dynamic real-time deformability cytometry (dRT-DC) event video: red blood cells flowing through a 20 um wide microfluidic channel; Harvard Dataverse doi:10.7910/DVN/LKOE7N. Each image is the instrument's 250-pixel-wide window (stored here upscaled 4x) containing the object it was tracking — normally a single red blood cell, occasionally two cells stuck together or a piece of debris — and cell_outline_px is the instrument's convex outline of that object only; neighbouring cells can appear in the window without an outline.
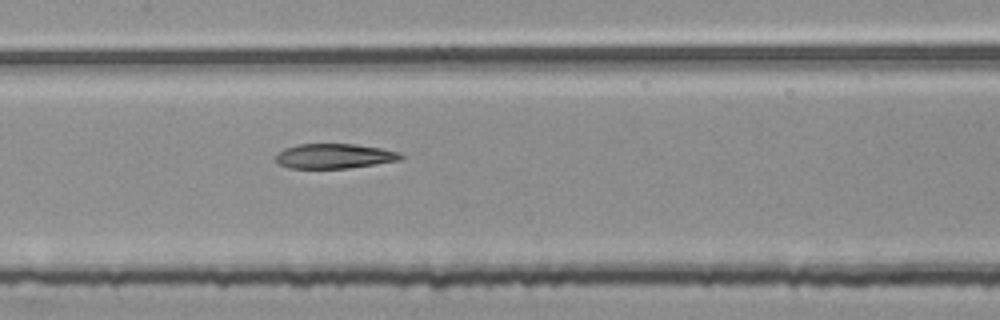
{"species": "common noctule bat (a hibernating species)", "species_latin": "Nyctalus noctula", "temperature_condition": "room temperature", "stored_images_in_passage": 54, "segment_of_instrument_passage": [2, 2], "camera_frame_rate_fps": 3000, "um_per_image_px": 0.085, "animal": {"sex": "female", "body_mass_g": 25.1}, "frame": {"image": 1, "passage_image": 26, "time_ms": 8.333, "image_size_px": [1000, 320], "cell_outline_px": [[404, 156], [400, 160], [348, 168], [288, 168], [280, 164], [276, 160], [276, 156], [284, 148], [296, 144], [356, 144], [380, 148], [396, 152]], "centroid_in_image_um": [28.39, 13.26], "position_along_channel_um": 179.0, "area_um2": 17.86}}
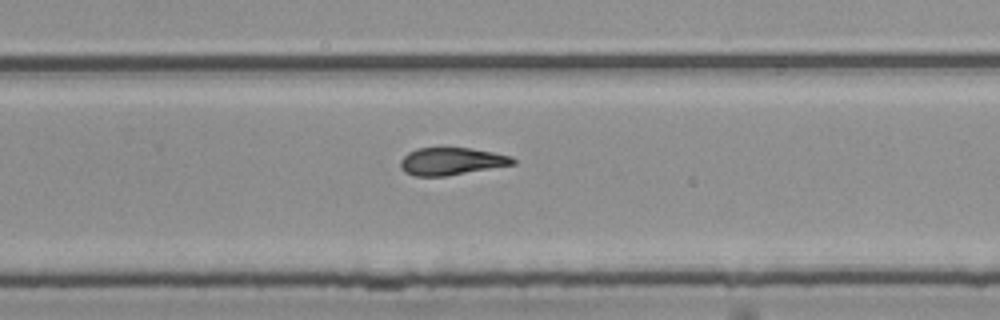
{"frame": {"image": 2, "passage_image": 35, "time_ms": 11.333, "image_size_px": [1000, 320], "cell_outline_px": [[516, 164], [444, 176], [416, 176], [404, 172], [400, 168], [400, 160], [408, 152], [416, 148], [472, 148], [512, 156], [516, 160]], "centroid_in_image_um": [38.36, 13.71], "position_along_channel_um": 291.4, "area_um2": 17.98}}
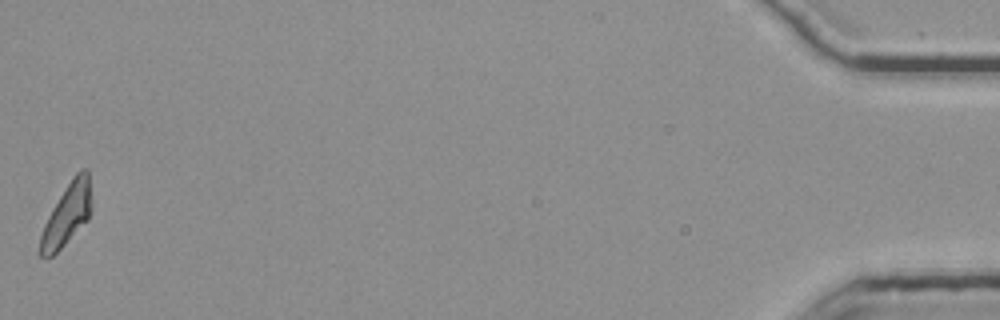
{"frame": {"image": 3, "passage_image": 54, "time_ms": 17.667, "image_size_px": [1000, 320], "cell_outline_px": [[92, 208], [88, 220], [52, 256], [40, 256], [40, 236], [44, 224], [48, 216], [72, 176], [80, 168], [88, 168]], "centroid_in_image_um": [5.72, 18.18], "position_along_channel_um": 429.5, "area_um2": 18.21}}